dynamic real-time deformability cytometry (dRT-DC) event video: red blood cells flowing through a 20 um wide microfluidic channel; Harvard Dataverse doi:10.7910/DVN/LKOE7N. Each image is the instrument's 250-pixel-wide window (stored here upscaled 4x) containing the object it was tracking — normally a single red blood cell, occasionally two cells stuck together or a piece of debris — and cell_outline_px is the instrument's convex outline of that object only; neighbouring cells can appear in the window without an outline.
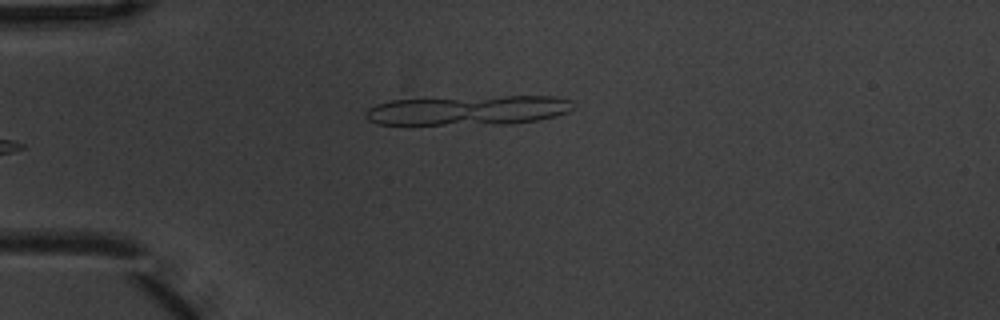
{"species": "common noctule bat (a hibernating species)", "species_latin": "Nyctalus noctula", "temperature_condition": "warm", "stored_images_in_passage": 4, "camera_frame_rate_fps": 3000, "um_per_image_px": 0.085, "animal": {"sex": "male", "body_mass_g": 20.1, "forearm_length_mm": 53.5}, "frame": {"image": 1, "passage_image": 4, "time_ms": 1.0, "image_size_px": [1000, 320], "cell_outline_px": [[576, 108], [568, 112], [556, 116], [540, 120], [508, 124], [376, 124], [368, 120], [368, 108], [376, 104], [392, 100], [504, 96], [556, 96], [572, 100]], "centroid_in_image_um": [39.92, 9.37], "position_along_channel_um": 45.1, "area_um2": 35.78}}